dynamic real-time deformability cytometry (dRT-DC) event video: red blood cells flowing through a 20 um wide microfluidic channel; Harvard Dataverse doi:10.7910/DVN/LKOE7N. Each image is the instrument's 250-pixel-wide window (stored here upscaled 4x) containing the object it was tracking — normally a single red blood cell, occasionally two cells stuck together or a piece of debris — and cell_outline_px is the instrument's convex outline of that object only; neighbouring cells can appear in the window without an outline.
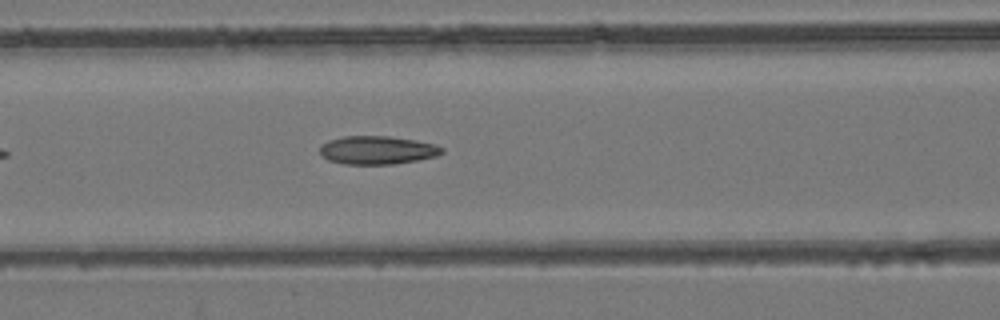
{"species": "common noctule bat (a hibernating species)", "species_latin": "Nyctalus noctula", "temperature_condition": "room temperature", "stored_images_in_passage": 35, "camera_frame_rate_fps": 3000, "um_per_image_px": 0.085, "animal": {"sex": "female", "body_mass_g": 24.6, "forearm_length_mm": 56.2}, "frame": {"image": 1, "passage_image": 9, "time_ms": 2.667, "image_size_px": [1000, 320], "cell_outline_px": [[444, 152], [436, 156], [416, 160], [392, 164], [344, 164], [328, 160], [320, 156], [320, 144], [328, 140], [344, 136], [388, 136], [416, 140], [436, 144], [444, 148]], "centroid_in_image_um": [32.04, 12.75], "position_along_channel_um": 134.6, "area_um2": 20.29}}
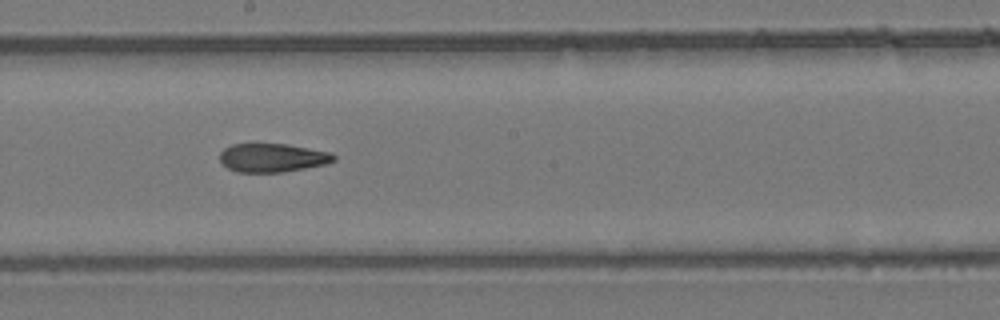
{"frame": {"image": 2, "passage_image": 16, "time_ms": 5.0, "image_size_px": [1000, 320], "cell_outline_px": [[336, 160], [328, 164], [280, 172], [236, 172], [228, 168], [220, 160], [220, 152], [224, 148], [232, 144], [288, 144], [332, 152], [336, 156]], "centroid_in_image_um": [23.19, 13.4], "position_along_channel_um": 225.0, "area_um2": 19.07}}
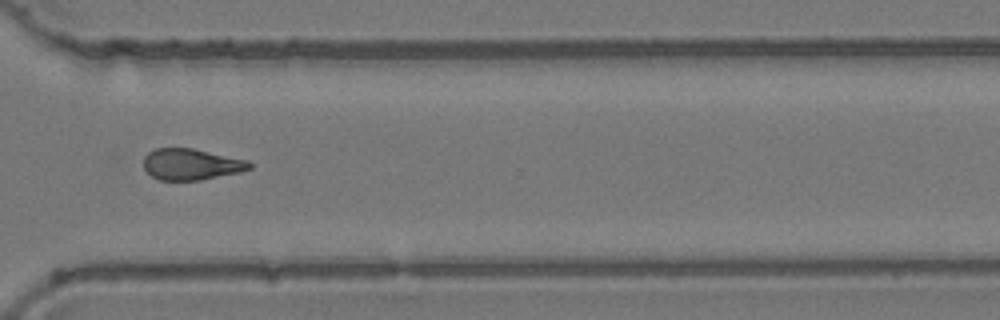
{"frame": {"image": 3, "passage_image": 26, "time_ms": 8.333, "image_size_px": [1000, 320], "cell_outline_px": [[252, 168], [240, 172], [200, 180], [160, 180], [152, 176], [144, 168], [144, 156], [148, 152], [156, 148], [192, 148], [248, 160], [252, 164]], "centroid_in_image_um": [16.26, 13.96], "position_along_channel_um": 354.3, "area_um2": 19.25}, "authors_computed_cell_mechanics": {"area_um2": 19.941, "velocity_mm_per_s": 3.8895, "shape_relaxation_time_tau1_ms": 8.3718, "shape_relaxation_time_tau2_ms": 3.2235, "deformation_change_tau1": 0.1943, "deformation_change_tau2": 0.1096}}